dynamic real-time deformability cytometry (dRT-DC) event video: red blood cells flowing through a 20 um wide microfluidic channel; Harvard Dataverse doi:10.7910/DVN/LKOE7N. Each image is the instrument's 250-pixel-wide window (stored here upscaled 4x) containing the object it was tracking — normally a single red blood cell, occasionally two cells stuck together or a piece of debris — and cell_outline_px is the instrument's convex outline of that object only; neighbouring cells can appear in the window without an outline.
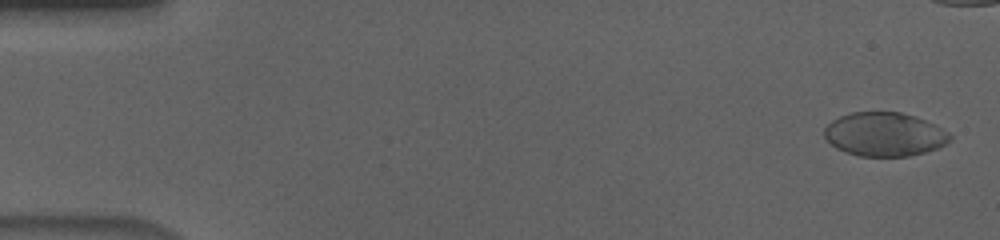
{"species": "human", "species_latin": "Homo sapiens", "temperature_condition": "cold", "stored_images_in_passage": 49, "camera_frame_rate_fps": 3000, "um_per_image_px": 0.085, "donor": {"sex": "male"}, "frame": {"image": 1, "passage_image": 2, "time_ms": 0.333, "image_size_px": [1000, 240], "cell_outline_px": [[952, 140], [936, 148], [924, 152], [908, 156], [860, 156], [844, 152], [836, 148], [824, 136], [824, 128], [832, 120], [840, 116], [852, 112], [900, 112], [916, 116], [948, 132], [952, 136]], "centroid_in_image_um": [75.16, 11.41], "position_along_channel_um": 9.8, "area_um2": 31.91}}
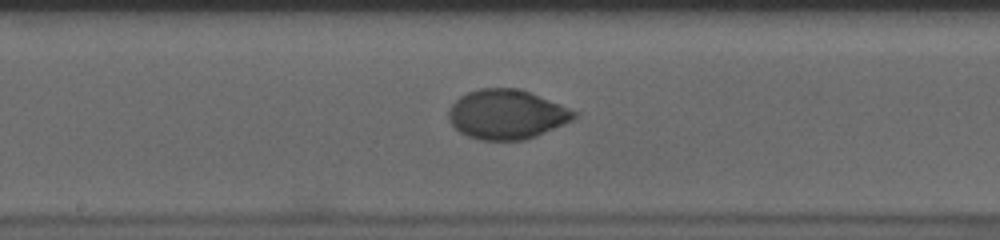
{"frame": {"image": 2, "passage_image": 30, "time_ms": 9.667, "image_size_px": [1000, 240], "cell_outline_px": [[580, 116], [564, 124], [536, 136], [524, 140], [480, 140], [468, 136], [460, 132], [448, 120], [448, 108], [460, 96], [468, 92], [480, 88], [520, 88], [580, 112]], "centroid_in_image_um": [43.09, 9.72], "position_along_channel_um": 205.1, "area_um2": 36.41}}
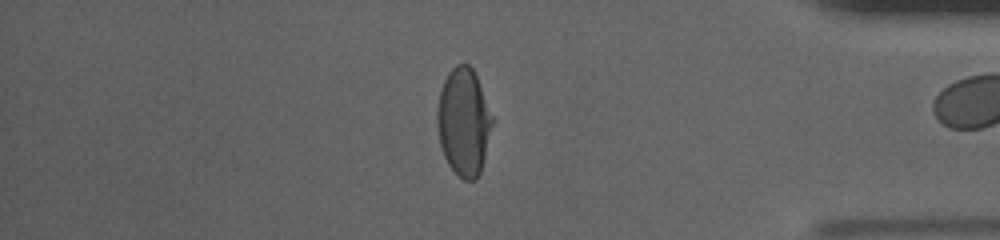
{"frame": {"image": 3, "passage_image": 48, "time_ms": 15.667, "image_size_px": [1000, 240], "cell_outline_px": [[492, 124], [480, 172], [476, 180], [464, 180], [448, 164], [444, 156], [440, 144], [436, 120], [436, 112], [440, 92], [444, 80], [448, 72], [456, 64], [468, 64], [472, 68], [476, 76], [492, 116]], "centroid_in_image_um": [39.39, 10.35], "position_along_channel_um": 395.8, "area_um2": 33.99}}